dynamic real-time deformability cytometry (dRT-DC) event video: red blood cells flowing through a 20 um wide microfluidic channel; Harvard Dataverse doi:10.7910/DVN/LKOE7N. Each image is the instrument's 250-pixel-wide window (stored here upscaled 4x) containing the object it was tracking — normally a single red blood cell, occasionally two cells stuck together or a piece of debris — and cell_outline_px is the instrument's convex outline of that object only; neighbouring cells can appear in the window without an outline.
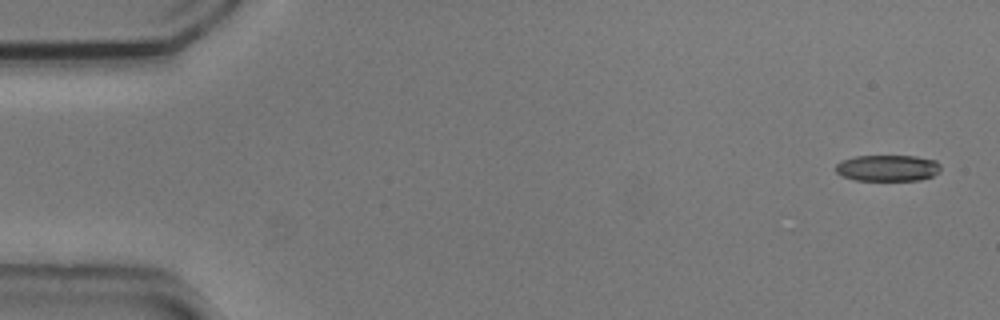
{"species": "common noctule bat (a hibernating species)", "species_latin": "Nyctalus noctula", "temperature_condition": "cold", "stored_images_in_passage": 23, "camera_frame_rate_fps": 3000, "um_per_image_px": 0.085, "animal": {"sex": "male", "body_mass_g": 20.5, "forearm_length_mm": 52.5}, "frame": {"image": 1, "passage_image": 1, "time_ms": 0.0, "image_size_px": [1000, 320], "cell_outline_px": [[940, 172], [932, 176], [920, 180], [856, 180], [844, 176], [836, 172], [836, 164], [840, 160], [856, 156], [916, 156], [936, 160], [940, 164]], "centroid_in_image_um": [75.47, 14.27], "position_along_channel_um": 9.5, "area_um2": 16.13}}
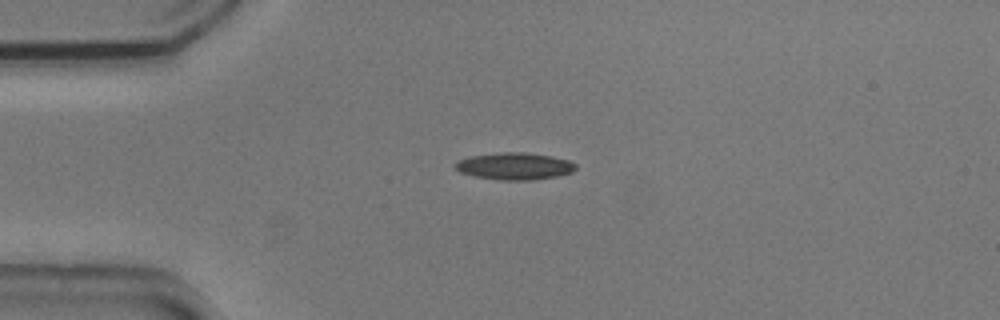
{"frame": {"image": 2, "passage_image": 12, "time_ms": 3.667, "image_size_px": [1000, 320], "cell_outline_px": [[576, 168], [572, 172], [556, 176], [536, 180], [500, 180], [472, 176], [460, 172], [452, 164], [456, 160], [472, 156], [500, 152], [524, 152], [552, 156], [568, 160], [576, 164]], "centroid_in_image_um": [43.71, 14.12], "position_along_channel_um": 41.3, "area_um2": 19.13}}